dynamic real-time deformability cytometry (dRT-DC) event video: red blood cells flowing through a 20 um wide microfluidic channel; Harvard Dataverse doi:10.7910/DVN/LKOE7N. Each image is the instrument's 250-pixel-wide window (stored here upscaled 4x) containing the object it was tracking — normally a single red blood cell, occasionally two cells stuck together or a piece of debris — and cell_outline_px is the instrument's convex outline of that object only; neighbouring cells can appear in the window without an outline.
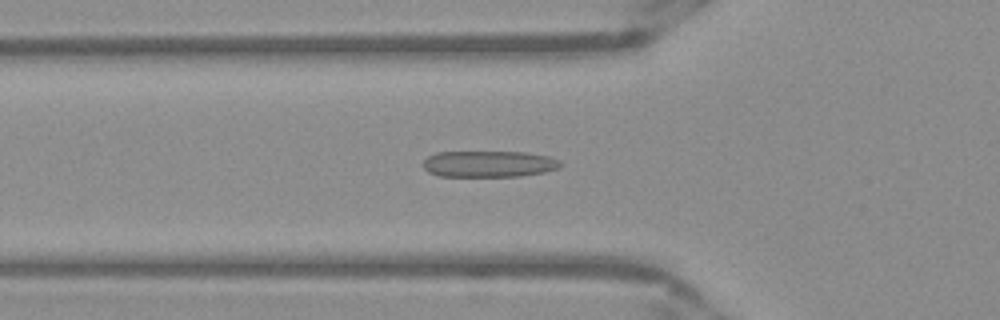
{"species": "Egyptian fruit bat (a non-hibernating species)", "species_latin": "Rousettus aegyptiacus", "temperature_condition": "warm", "stored_images_in_passage": 52, "camera_frame_rate_fps": 3000, "um_per_image_px": 0.085, "frame": {"image": 1, "passage_image": 18, "time_ms": 5.667, "image_size_px": [1000, 320], "cell_outline_px": [[560, 168], [544, 172], [520, 176], [440, 176], [428, 172], [424, 168], [424, 160], [428, 156], [436, 152], [524, 152], [548, 156], [560, 160]], "centroid_in_image_um": [41.55, 13.93], "position_along_channel_um": 84.2, "area_um2": 21.04}}
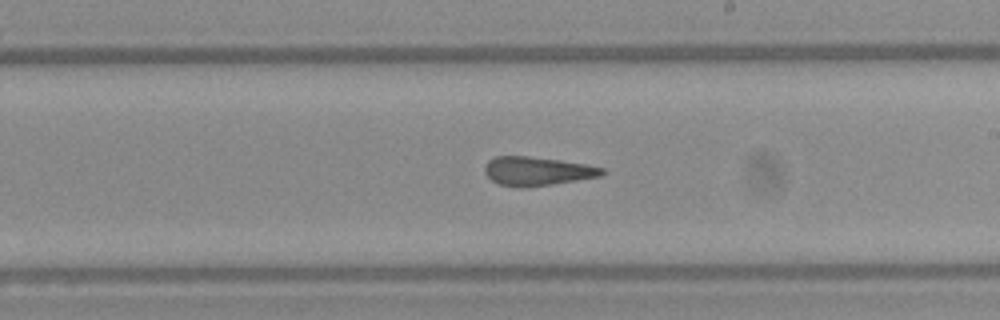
{"frame": {"image": 2, "passage_image": 30, "time_ms": 9.667, "image_size_px": [1000, 320], "cell_outline_px": [[608, 172], [604, 176], [552, 184], [520, 188], [500, 184], [492, 180], [484, 172], [484, 168], [488, 160], [496, 156], [528, 156], [560, 160], [588, 164], [604, 168]], "centroid_in_image_um": [45.72, 14.54], "position_along_channel_um": 243.3, "area_um2": 19.88}}
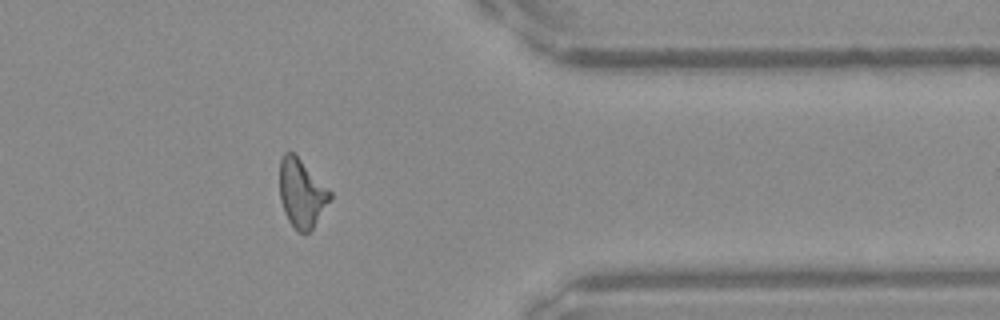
{"frame": {"image": 3, "passage_image": 42, "time_ms": 13.667, "image_size_px": [1000, 320], "cell_outline_px": [[332, 200], [312, 228], [308, 232], [300, 232], [288, 220], [284, 212], [280, 200], [280, 160], [284, 152], [292, 152], [332, 192]], "centroid_in_image_um": [25.65, 16.43], "position_along_channel_um": 385.8, "area_um2": 19.77}, "authors_computed_cell_mechanics": {"area_um2": 20.6635, "velocity_mm_per_s": 3.9503, "shape_relaxation_time_tau1_ms": null, "shape_relaxation_time_tau2_ms": 1.9417, "deformation_change_tau1": null, "deformation_change_tau2": 0.1305}}